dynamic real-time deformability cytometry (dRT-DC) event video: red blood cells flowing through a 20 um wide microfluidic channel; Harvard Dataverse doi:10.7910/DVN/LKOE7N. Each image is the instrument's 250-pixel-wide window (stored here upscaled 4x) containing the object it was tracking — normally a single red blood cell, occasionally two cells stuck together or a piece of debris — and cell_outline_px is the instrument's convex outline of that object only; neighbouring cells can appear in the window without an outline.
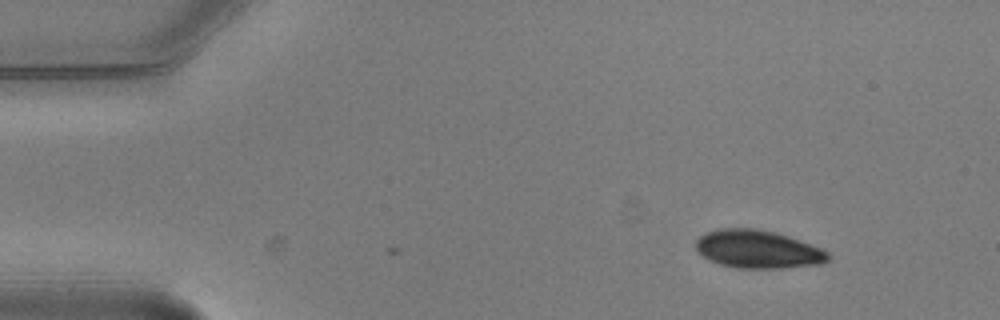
{"species": "common noctule bat (a hibernating species)", "species_latin": "Nyctalus noctula", "temperature_condition": "warm", "stored_images_in_passage": 4, "camera_frame_rate_fps": 3000, "um_per_image_px": 0.085, "animal": {"sex": "male", "body_mass_g": 20.5, "forearm_length_mm": 52.5}, "frame": {"image": 1, "passage_image": 1, "time_ms": 0.0, "image_size_px": [1000, 320], "cell_outline_px": [[832, 260], [820, 264], [784, 268], [736, 268], [720, 264], [704, 256], [696, 248], [696, 240], [700, 236], [708, 232], [720, 228], [756, 228], [788, 236], [812, 244], [828, 252], [832, 256]], "centroid_in_image_um": [64.48, 21.19], "position_along_channel_um": 20.5, "area_um2": 29.3}}
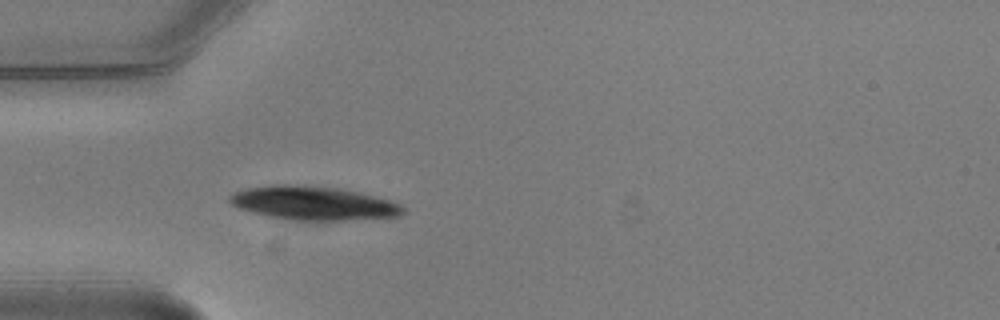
{"frame": {"image": 2, "passage_image": 4, "time_ms": 1.0, "image_size_px": [1000, 320], "cell_outline_px": [[404, 212], [400, 216], [344, 220], [296, 220], [272, 216], [240, 208], [232, 204], [228, 200], [228, 196], [232, 192], [248, 188], [272, 184], [300, 184], [336, 188], [360, 192], [388, 200], [400, 204], [404, 208]], "centroid_in_image_um": [26.63, 17.25], "position_along_channel_um": 58.4, "area_um2": 33.76}}